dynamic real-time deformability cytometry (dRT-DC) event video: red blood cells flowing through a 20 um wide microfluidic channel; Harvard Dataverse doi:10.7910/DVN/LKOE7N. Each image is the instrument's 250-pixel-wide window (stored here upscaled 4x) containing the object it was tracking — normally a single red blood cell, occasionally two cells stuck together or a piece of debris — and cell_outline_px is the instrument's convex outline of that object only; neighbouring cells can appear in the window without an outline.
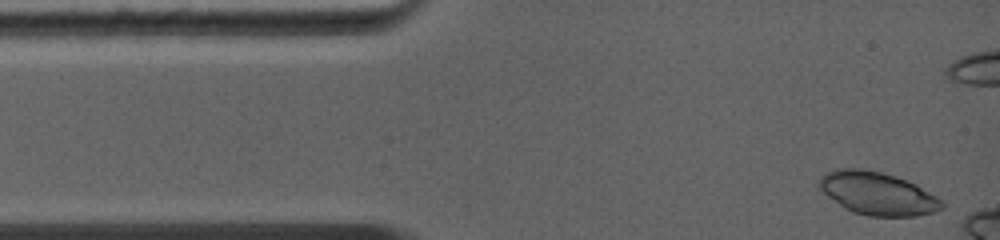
{"species": "common noctule bat (a hibernating species)", "species_latin": "Nyctalus noctula", "temperature_condition": "warm", "stored_images_in_passage": 6, "camera_frame_rate_fps": 5000, "um_per_image_px": 0.085, "animal": {"sex": "female", "body_mass_g": 19.0, "forearm_length_mm": 56.7}, "frame": {"image": 1, "passage_image": 1, "time_ms": 0.0, "image_size_px": [1000, 240], "cell_outline_px": [[944, 208], [932, 212], [916, 216], [868, 216], [852, 212], [844, 208], [816, 188], [816, 184], [820, 176], [824, 172], [836, 168], [860, 168], [880, 172], [896, 176], [908, 180], [916, 184], [944, 200]], "centroid_in_image_um": [74.55, 16.43], "position_along_channel_um": 10.5, "area_um2": 31.21}}